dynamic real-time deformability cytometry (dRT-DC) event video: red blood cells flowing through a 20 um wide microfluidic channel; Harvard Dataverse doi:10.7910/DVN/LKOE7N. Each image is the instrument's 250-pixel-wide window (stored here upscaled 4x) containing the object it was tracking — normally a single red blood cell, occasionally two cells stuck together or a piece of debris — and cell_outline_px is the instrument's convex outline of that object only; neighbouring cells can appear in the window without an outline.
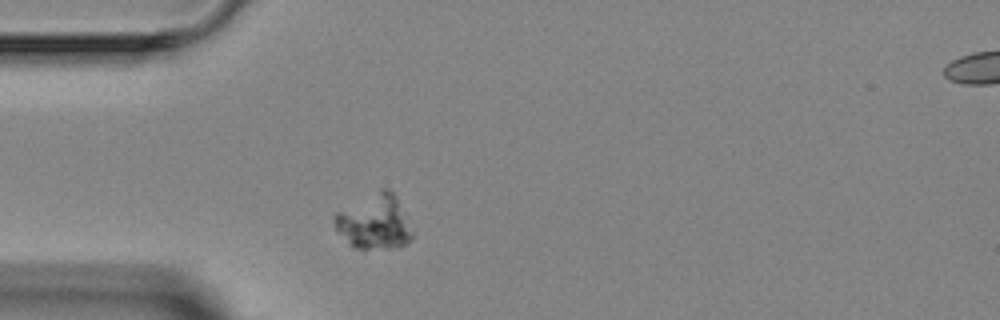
{"species": "Egyptian fruit bat (a non-hibernating species)", "species_latin": "Rousettus aegyptiacus", "temperature_condition": "room temperature", "stored_images_in_passage": 2, "segment_of_instrument_passage": [1, 2], "camera_frame_rate_fps": 3000, "um_per_image_px": 0.085, "animal": {"sex": "female"}, "frame": {"image": 1, "passage_image": 1, "time_ms": 0.0, "image_size_px": [1000, 320], "cell_outline_px": [[416, 232], [412, 240], [400, 248], [352, 248], [336, 232], [332, 220], [332, 216], [336, 212], [380, 188], [388, 188], [396, 196]], "centroid_in_image_um": [31.84, 18.88], "position_along_channel_um": 53.2, "area_um2": 25.61}}